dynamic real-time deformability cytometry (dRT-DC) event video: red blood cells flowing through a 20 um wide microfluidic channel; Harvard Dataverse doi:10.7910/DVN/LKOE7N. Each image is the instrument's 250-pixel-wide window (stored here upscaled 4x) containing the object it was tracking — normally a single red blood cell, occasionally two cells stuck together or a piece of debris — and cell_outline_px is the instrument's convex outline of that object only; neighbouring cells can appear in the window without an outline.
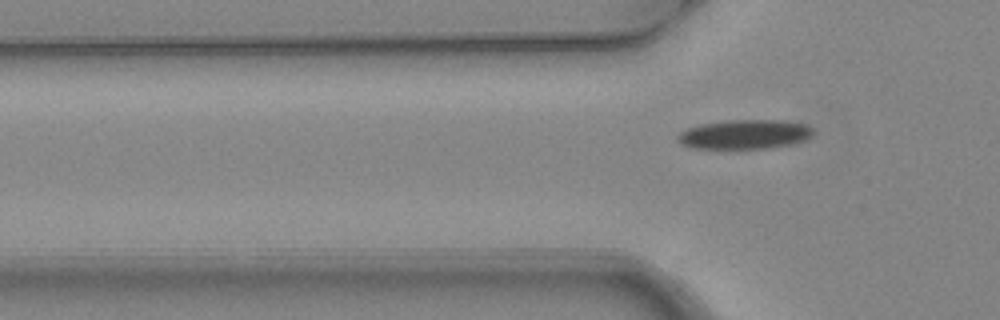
{"species": "common noctule bat (a hibernating species)", "species_latin": "Nyctalus noctula", "temperature_condition": "warm", "stored_images_in_passage": 6, "segment_of_instrument_passage": [2, 2], "camera_frame_rate_fps": 3000, "um_per_image_px": 0.085, "animal": {"sex": "female", "body_mass_g": 24.6, "forearm_length_mm": 56.2}, "frame": {"image": 1, "passage_image": 6, "time_ms": 1.667, "image_size_px": [1000, 320], "cell_outline_px": [[812, 136], [804, 140], [792, 144], [772, 148], [692, 148], [680, 144], [676, 140], [676, 136], [680, 132], [688, 128], [700, 124], [728, 120], [784, 120], [808, 124], [812, 128]], "centroid_in_image_um": [63.3, 11.41], "position_along_channel_um": 62.5, "area_um2": 23.35}}